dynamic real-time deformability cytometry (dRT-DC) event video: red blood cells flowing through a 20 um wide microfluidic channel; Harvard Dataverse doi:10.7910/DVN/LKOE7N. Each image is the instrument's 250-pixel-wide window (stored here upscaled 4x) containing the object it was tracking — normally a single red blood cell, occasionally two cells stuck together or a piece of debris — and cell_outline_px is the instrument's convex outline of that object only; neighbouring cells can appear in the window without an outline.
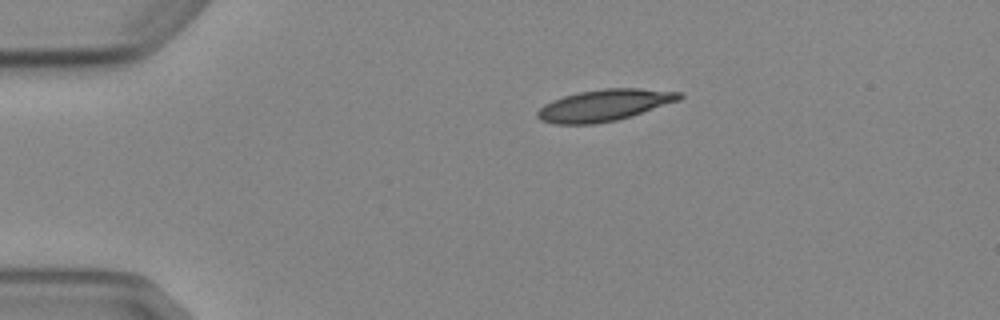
{"species": "Egyptian fruit bat (a non-hibernating species)", "species_latin": "Rousettus aegyptiacus", "temperature_condition": "cold", "stored_images_in_passage": 3, "segment_of_instrument_passage": [1, 2], "camera_frame_rate_fps": 3000, "um_per_image_px": 0.085, "animal": {"sex": "female"}, "frame": {"image": 1, "passage_image": 1, "time_ms": 0.0, "image_size_px": [1000, 320], "cell_outline_px": [[684, 96], [680, 100], [616, 120], [592, 124], [552, 124], [540, 120], [536, 116], [536, 112], [544, 104], [552, 100], [564, 96], [580, 92], [604, 88], [640, 88], [684, 92]], "centroid_in_image_um": [51.36, 8.94], "position_along_channel_um": 33.6, "area_um2": 26.07}}